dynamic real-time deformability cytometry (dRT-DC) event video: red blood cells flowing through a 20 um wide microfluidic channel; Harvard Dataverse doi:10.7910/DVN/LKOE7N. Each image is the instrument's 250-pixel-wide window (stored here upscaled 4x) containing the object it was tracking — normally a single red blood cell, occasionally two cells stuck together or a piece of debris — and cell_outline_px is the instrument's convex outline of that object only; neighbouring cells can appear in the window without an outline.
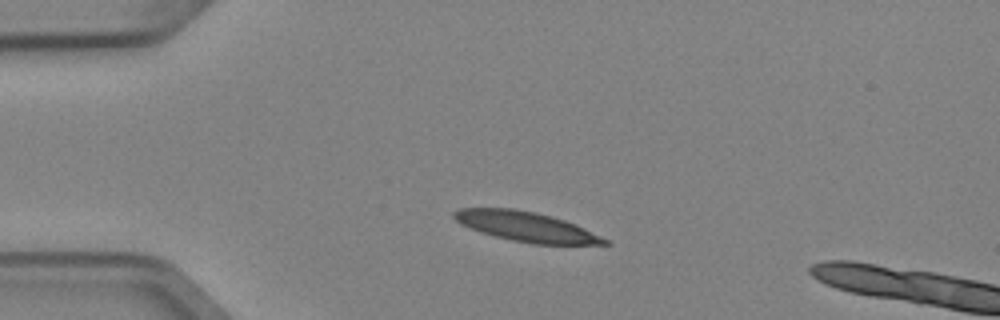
{"species": "Egyptian fruit bat (a non-hibernating species)", "species_latin": "Rousettus aegyptiacus", "temperature_condition": "cold", "stored_images_in_passage": 2, "camera_frame_rate_fps": 3000, "um_per_image_px": 0.085, "animal": {"sex": "female"}, "frame": {"image": 1, "passage_image": 1, "time_ms": 0.0, "image_size_px": [1000, 320], "cell_outline_px": [[612, 244], [532, 244], [512, 240], [480, 232], [460, 224], [452, 216], [452, 212], [460, 208], [512, 208], [532, 212], [564, 220], [576, 224], [608, 240]], "centroid_in_image_um": [44.68, 19.26], "position_along_channel_um": 40.3, "area_um2": 25.78}}